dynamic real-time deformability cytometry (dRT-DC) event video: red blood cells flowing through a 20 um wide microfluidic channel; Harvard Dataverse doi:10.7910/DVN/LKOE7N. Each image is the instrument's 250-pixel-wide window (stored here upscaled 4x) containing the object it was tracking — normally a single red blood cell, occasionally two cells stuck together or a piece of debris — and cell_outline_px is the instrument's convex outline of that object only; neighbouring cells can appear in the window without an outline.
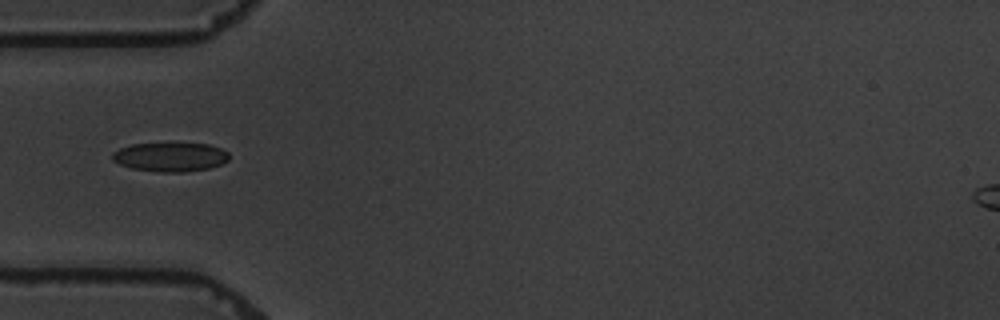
{"species": "common noctule bat (a hibernating species)", "species_latin": "Nyctalus noctula", "temperature_condition": "warm", "stored_images_in_passage": 7, "camera_frame_rate_fps": 3000, "um_per_image_px": 0.085, "animal": {"sex": "male", "body_mass_g": 19.5, "forearm_length_mm": 54.6}, "frame": {"image": 1, "passage_image": 1, "time_ms": 0.0, "image_size_px": [1000, 320], "cell_outline_px": [[228, 160], [220, 164], [208, 168], [184, 172], [160, 172], [132, 168], [120, 164], [112, 160], [112, 152], [120, 148], [132, 144], [176, 140], [208, 144], [220, 148], [228, 152]], "centroid_in_image_um": [14.46, 13.28], "position_along_channel_um": 70.5, "area_um2": 20.58}}
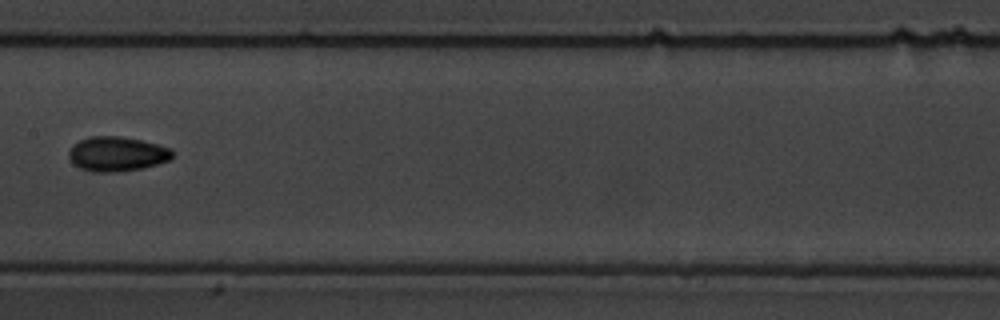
{"frame": {"image": 2, "passage_image": 4, "time_ms": 3.667, "image_size_px": [1000, 320], "cell_outline_px": [[172, 156], [168, 160], [144, 168], [120, 172], [92, 172], [80, 168], [72, 164], [68, 156], [68, 152], [80, 140], [88, 136], [120, 136], [140, 140], [172, 148]], "centroid_in_image_um": [9.92, 13.1], "position_along_channel_um": 197.5, "area_um2": 20.92}}
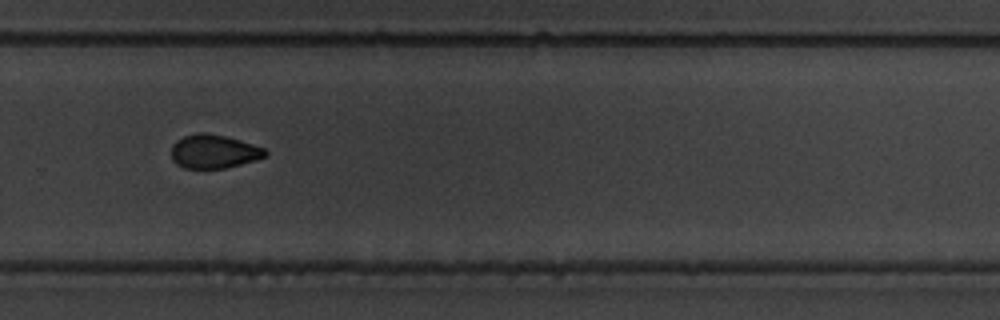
{"frame": {"image": 3, "passage_image": 7, "time_ms": 7.0, "image_size_px": [1000, 320], "cell_outline_px": [[268, 156], [256, 160], [224, 168], [184, 168], [176, 164], [172, 160], [172, 144], [176, 140], [184, 136], [196, 132], [204, 132], [224, 136], [240, 140], [264, 148], [268, 152]], "centroid_in_image_um": [18.17, 12.87], "position_along_channel_um": 311.6, "area_um2": 18.5}}